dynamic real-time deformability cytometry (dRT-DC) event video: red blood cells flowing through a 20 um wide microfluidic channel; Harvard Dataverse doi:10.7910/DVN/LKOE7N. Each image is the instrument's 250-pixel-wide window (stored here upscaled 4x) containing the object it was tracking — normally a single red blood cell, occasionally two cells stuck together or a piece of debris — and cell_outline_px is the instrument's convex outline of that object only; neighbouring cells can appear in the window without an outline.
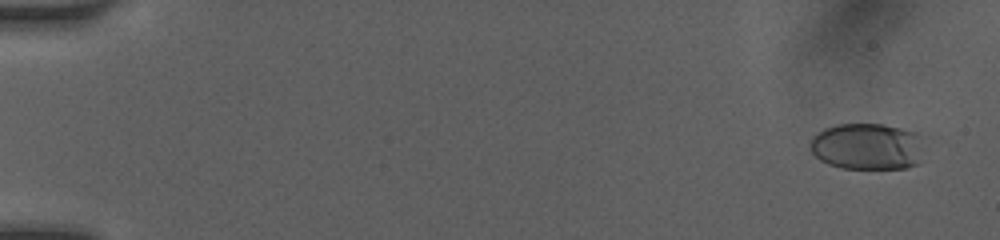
{"species": "human", "species_latin": "Homo sapiens", "temperature_condition": "room temperature", "stored_images_in_passage": 51, "camera_frame_rate_fps": 3000, "um_per_image_px": 0.085, "donor": {"sex": "female"}, "frame": {"image": 1, "passage_image": 3, "time_ms": 0.667, "image_size_px": [1000, 240], "cell_outline_px": [[924, 136], [920, 160], [916, 164], [904, 168], [840, 168], [828, 164], [820, 160], [812, 152], [812, 136], [824, 128], [836, 124], [884, 124], [916, 132]], "centroid_in_image_um": [73.75, 12.44], "position_along_channel_um": 11.3, "area_um2": 31.1}}
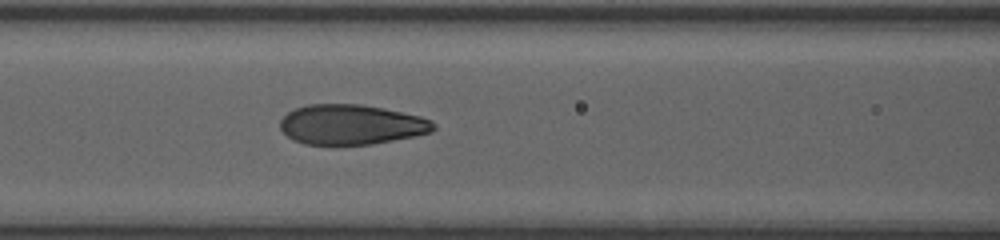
{"frame": {"image": 2, "passage_image": 24, "time_ms": 7.667, "image_size_px": [1000, 240], "cell_outline_px": [[436, 128], [432, 132], [416, 136], [372, 144], [304, 144], [292, 140], [280, 128], [280, 120], [288, 112], [296, 108], [308, 104], [360, 104], [384, 108], [420, 116], [432, 120], [436, 124]], "centroid_in_image_um": [29.88, 10.58], "position_along_channel_um": 136.7, "area_um2": 35.84}}
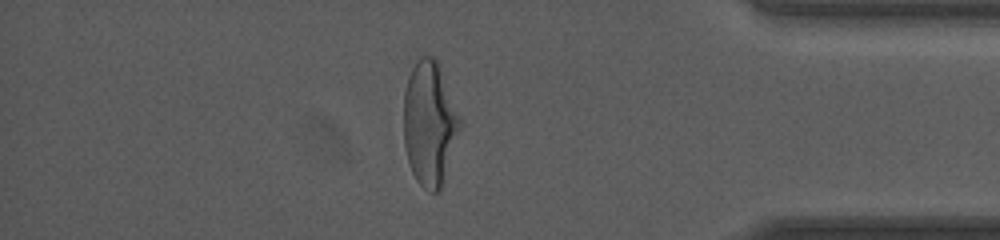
{"frame": {"image": 3, "passage_image": 45, "time_ms": 14.667, "image_size_px": [1000, 240], "cell_outline_px": [[460, 128], [440, 188], [436, 192], [432, 192], [424, 188], [416, 180], [412, 172], [408, 160], [404, 144], [404, 92], [408, 76], [416, 60], [420, 56], [432, 56], [440, 64], [460, 116]], "centroid_in_image_um": [36.49, 10.42], "position_along_channel_um": 398.7, "area_um2": 40.4}, "authors_computed_cell_mechanics": {"area_um2": 36.0672, "velocity_mm_per_s": 4.1063, "shape_relaxation_time_tau1_ms": 3.9413, "shape_relaxation_time_tau2_ms": null, "deformation_change_tau1": 0.197, "deformation_change_tau2": null}}